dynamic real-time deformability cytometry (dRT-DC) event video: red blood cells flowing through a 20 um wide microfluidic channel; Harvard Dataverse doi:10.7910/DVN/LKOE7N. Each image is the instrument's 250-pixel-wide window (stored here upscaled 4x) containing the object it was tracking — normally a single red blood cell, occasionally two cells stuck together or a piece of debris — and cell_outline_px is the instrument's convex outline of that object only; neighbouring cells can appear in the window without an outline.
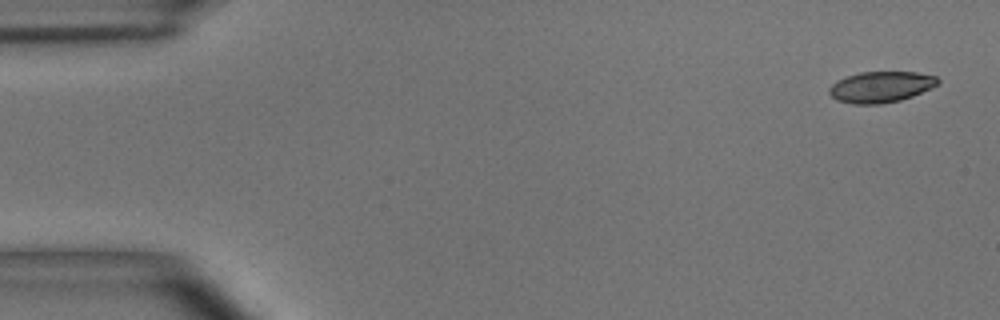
{"species": "common noctule bat (a hibernating species)", "species_latin": "Nyctalus noctula", "temperature_condition": "room temperature", "stored_images_in_passage": 13, "camera_frame_rate_fps": 3000, "um_per_image_px": 0.085, "animal": {"sex": "male", "body_mass_g": 15.6}, "frame": {"image": 1, "passage_image": 1, "time_ms": 0.0, "image_size_px": [1000, 320], "cell_outline_px": [[940, 80], [936, 84], [912, 96], [900, 100], [880, 104], [852, 104], [836, 100], [828, 92], [828, 88], [836, 80], [860, 72], [916, 72], [936, 76]], "centroid_in_image_um": [74.82, 7.39], "position_along_channel_um": 10.2, "area_um2": 19.48}}
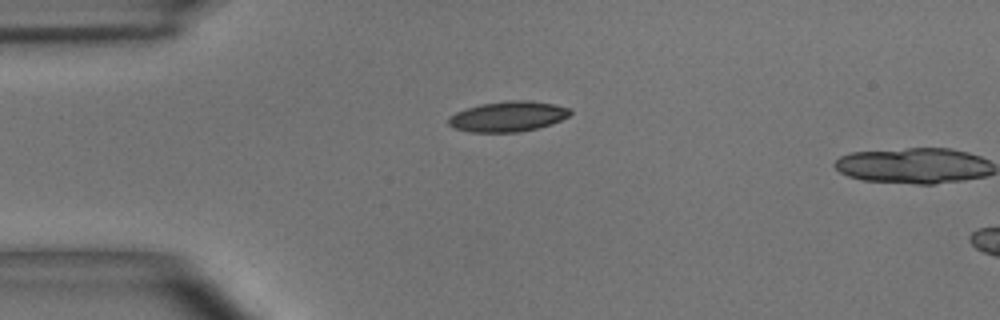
{"frame": {"image": 2, "passage_image": 12, "time_ms": 3.667, "image_size_px": [1000, 320], "cell_outline_px": [[572, 112], [568, 116], [552, 124], [520, 132], [472, 132], [452, 128], [448, 124], [448, 116], [456, 112], [480, 104], [512, 100], [528, 100], [552, 104], [568, 108]], "centroid_in_image_um": [43.14, 9.91], "position_along_channel_um": 41.9, "area_um2": 21.39}}